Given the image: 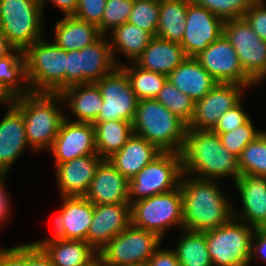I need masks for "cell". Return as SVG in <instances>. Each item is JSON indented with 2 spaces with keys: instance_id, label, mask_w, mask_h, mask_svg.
Instances as JSON below:
<instances>
[{
  "instance_id": "cell-2",
  "label": "cell",
  "mask_w": 266,
  "mask_h": 266,
  "mask_svg": "<svg viewBox=\"0 0 266 266\" xmlns=\"http://www.w3.org/2000/svg\"><path fill=\"white\" fill-rule=\"evenodd\" d=\"M181 157L183 173L199 179L230 177L234 183L241 175L238 157L223 146L213 130L187 129Z\"/></svg>"
},
{
  "instance_id": "cell-8",
  "label": "cell",
  "mask_w": 266,
  "mask_h": 266,
  "mask_svg": "<svg viewBox=\"0 0 266 266\" xmlns=\"http://www.w3.org/2000/svg\"><path fill=\"white\" fill-rule=\"evenodd\" d=\"M255 228L233 217L229 222L206 231L213 266H249Z\"/></svg>"
},
{
  "instance_id": "cell-11",
  "label": "cell",
  "mask_w": 266,
  "mask_h": 266,
  "mask_svg": "<svg viewBox=\"0 0 266 266\" xmlns=\"http://www.w3.org/2000/svg\"><path fill=\"white\" fill-rule=\"evenodd\" d=\"M223 34L235 49L244 72L258 85L266 79V40L244 18L224 21Z\"/></svg>"
},
{
  "instance_id": "cell-33",
  "label": "cell",
  "mask_w": 266,
  "mask_h": 266,
  "mask_svg": "<svg viewBox=\"0 0 266 266\" xmlns=\"http://www.w3.org/2000/svg\"><path fill=\"white\" fill-rule=\"evenodd\" d=\"M0 84L13 98L31 93L24 51L14 49L7 56L0 58Z\"/></svg>"
},
{
  "instance_id": "cell-38",
  "label": "cell",
  "mask_w": 266,
  "mask_h": 266,
  "mask_svg": "<svg viewBox=\"0 0 266 266\" xmlns=\"http://www.w3.org/2000/svg\"><path fill=\"white\" fill-rule=\"evenodd\" d=\"M160 12V0H134L128 21L156 36Z\"/></svg>"
},
{
  "instance_id": "cell-10",
  "label": "cell",
  "mask_w": 266,
  "mask_h": 266,
  "mask_svg": "<svg viewBox=\"0 0 266 266\" xmlns=\"http://www.w3.org/2000/svg\"><path fill=\"white\" fill-rule=\"evenodd\" d=\"M162 241L155 233L131 224L98 252V261L102 266L147 263Z\"/></svg>"
},
{
  "instance_id": "cell-41",
  "label": "cell",
  "mask_w": 266,
  "mask_h": 266,
  "mask_svg": "<svg viewBox=\"0 0 266 266\" xmlns=\"http://www.w3.org/2000/svg\"><path fill=\"white\" fill-rule=\"evenodd\" d=\"M261 130H257L250 118L245 124L226 133L218 134L220 141L231 153L239 157L242 150L251 143Z\"/></svg>"
},
{
  "instance_id": "cell-49",
  "label": "cell",
  "mask_w": 266,
  "mask_h": 266,
  "mask_svg": "<svg viewBox=\"0 0 266 266\" xmlns=\"http://www.w3.org/2000/svg\"><path fill=\"white\" fill-rule=\"evenodd\" d=\"M28 266H53L50 258L35 243H28Z\"/></svg>"
},
{
  "instance_id": "cell-30",
  "label": "cell",
  "mask_w": 266,
  "mask_h": 266,
  "mask_svg": "<svg viewBox=\"0 0 266 266\" xmlns=\"http://www.w3.org/2000/svg\"><path fill=\"white\" fill-rule=\"evenodd\" d=\"M107 38L110 42L113 59L117 67H121L123 63L117 59L119 54L117 51L122 52L130 63H135L153 36L142 28L125 22L114 28Z\"/></svg>"
},
{
  "instance_id": "cell-39",
  "label": "cell",
  "mask_w": 266,
  "mask_h": 266,
  "mask_svg": "<svg viewBox=\"0 0 266 266\" xmlns=\"http://www.w3.org/2000/svg\"><path fill=\"white\" fill-rule=\"evenodd\" d=\"M223 21L240 19L256 0H191Z\"/></svg>"
},
{
  "instance_id": "cell-18",
  "label": "cell",
  "mask_w": 266,
  "mask_h": 266,
  "mask_svg": "<svg viewBox=\"0 0 266 266\" xmlns=\"http://www.w3.org/2000/svg\"><path fill=\"white\" fill-rule=\"evenodd\" d=\"M131 225L130 204L94 205L86 242L98 253L116 235Z\"/></svg>"
},
{
  "instance_id": "cell-47",
  "label": "cell",
  "mask_w": 266,
  "mask_h": 266,
  "mask_svg": "<svg viewBox=\"0 0 266 266\" xmlns=\"http://www.w3.org/2000/svg\"><path fill=\"white\" fill-rule=\"evenodd\" d=\"M159 246L148 260V266H180L176 253L170 249H160Z\"/></svg>"
},
{
  "instance_id": "cell-26",
  "label": "cell",
  "mask_w": 266,
  "mask_h": 266,
  "mask_svg": "<svg viewBox=\"0 0 266 266\" xmlns=\"http://www.w3.org/2000/svg\"><path fill=\"white\" fill-rule=\"evenodd\" d=\"M160 153L154 144L133 134L108 160L129 181Z\"/></svg>"
},
{
  "instance_id": "cell-43",
  "label": "cell",
  "mask_w": 266,
  "mask_h": 266,
  "mask_svg": "<svg viewBox=\"0 0 266 266\" xmlns=\"http://www.w3.org/2000/svg\"><path fill=\"white\" fill-rule=\"evenodd\" d=\"M105 3L106 0H78L73 16L98 27L102 21Z\"/></svg>"
},
{
  "instance_id": "cell-9",
  "label": "cell",
  "mask_w": 266,
  "mask_h": 266,
  "mask_svg": "<svg viewBox=\"0 0 266 266\" xmlns=\"http://www.w3.org/2000/svg\"><path fill=\"white\" fill-rule=\"evenodd\" d=\"M183 174L181 153L161 152L129 180V203L179 187Z\"/></svg>"
},
{
  "instance_id": "cell-29",
  "label": "cell",
  "mask_w": 266,
  "mask_h": 266,
  "mask_svg": "<svg viewBox=\"0 0 266 266\" xmlns=\"http://www.w3.org/2000/svg\"><path fill=\"white\" fill-rule=\"evenodd\" d=\"M53 42L65 51L81 50L93 44L102 34L96 25L82 21L76 17L63 16L55 23Z\"/></svg>"
},
{
  "instance_id": "cell-55",
  "label": "cell",
  "mask_w": 266,
  "mask_h": 266,
  "mask_svg": "<svg viewBox=\"0 0 266 266\" xmlns=\"http://www.w3.org/2000/svg\"><path fill=\"white\" fill-rule=\"evenodd\" d=\"M130 266H148L147 263H142V264H136V265H130Z\"/></svg>"
},
{
  "instance_id": "cell-56",
  "label": "cell",
  "mask_w": 266,
  "mask_h": 266,
  "mask_svg": "<svg viewBox=\"0 0 266 266\" xmlns=\"http://www.w3.org/2000/svg\"><path fill=\"white\" fill-rule=\"evenodd\" d=\"M261 134H262V135L264 136V138L266 139V130H265V131H264V130H263V131L261 130Z\"/></svg>"
},
{
  "instance_id": "cell-54",
  "label": "cell",
  "mask_w": 266,
  "mask_h": 266,
  "mask_svg": "<svg viewBox=\"0 0 266 266\" xmlns=\"http://www.w3.org/2000/svg\"><path fill=\"white\" fill-rule=\"evenodd\" d=\"M258 229L261 231V232H266V219L264 220V222H262Z\"/></svg>"
},
{
  "instance_id": "cell-48",
  "label": "cell",
  "mask_w": 266,
  "mask_h": 266,
  "mask_svg": "<svg viewBox=\"0 0 266 266\" xmlns=\"http://www.w3.org/2000/svg\"><path fill=\"white\" fill-rule=\"evenodd\" d=\"M254 256V257H253ZM253 258L260 259L266 263V232H261L258 228H255V232L251 242V251H250V264Z\"/></svg>"
},
{
  "instance_id": "cell-15",
  "label": "cell",
  "mask_w": 266,
  "mask_h": 266,
  "mask_svg": "<svg viewBox=\"0 0 266 266\" xmlns=\"http://www.w3.org/2000/svg\"><path fill=\"white\" fill-rule=\"evenodd\" d=\"M181 46L187 57H195L223 34L224 21L189 0Z\"/></svg>"
},
{
  "instance_id": "cell-50",
  "label": "cell",
  "mask_w": 266,
  "mask_h": 266,
  "mask_svg": "<svg viewBox=\"0 0 266 266\" xmlns=\"http://www.w3.org/2000/svg\"><path fill=\"white\" fill-rule=\"evenodd\" d=\"M7 174L0 173V226L4 224V222L8 221V217L11 213V203L9 199V195L6 193L5 189V180ZM3 223V224H2Z\"/></svg>"
},
{
  "instance_id": "cell-52",
  "label": "cell",
  "mask_w": 266,
  "mask_h": 266,
  "mask_svg": "<svg viewBox=\"0 0 266 266\" xmlns=\"http://www.w3.org/2000/svg\"><path fill=\"white\" fill-rule=\"evenodd\" d=\"M15 48L0 31V58L10 54Z\"/></svg>"
},
{
  "instance_id": "cell-31",
  "label": "cell",
  "mask_w": 266,
  "mask_h": 266,
  "mask_svg": "<svg viewBox=\"0 0 266 266\" xmlns=\"http://www.w3.org/2000/svg\"><path fill=\"white\" fill-rule=\"evenodd\" d=\"M96 152L102 159H108L122 149L134 134L131 122L123 120L95 122Z\"/></svg>"
},
{
  "instance_id": "cell-12",
  "label": "cell",
  "mask_w": 266,
  "mask_h": 266,
  "mask_svg": "<svg viewBox=\"0 0 266 266\" xmlns=\"http://www.w3.org/2000/svg\"><path fill=\"white\" fill-rule=\"evenodd\" d=\"M103 104L96 122L123 120L133 122L138 99L121 67H116L97 82Z\"/></svg>"
},
{
  "instance_id": "cell-57",
  "label": "cell",
  "mask_w": 266,
  "mask_h": 266,
  "mask_svg": "<svg viewBox=\"0 0 266 266\" xmlns=\"http://www.w3.org/2000/svg\"><path fill=\"white\" fill-rule=\"evenodd\" d=\"M92 266H102V264L99 262V261H97L94 265H92Z\"/></svg>"
},
{
  "instance_id": "cell-24",
  "label": "cell",
  "mask_w": 266,
  "mask_h": 266,
  "mask_svg": "<svg viewBox=\"0 0 266 266\" xmlns=\"http://www.w3.org/2000/svg\"><path fill=\"white\" fill-rule=\"evenodd\" d=\"M186 57L180 43L154 36L135 64L142 69L168 76Z\"/></svg>"
},
{
  "instance_id": "cell-3",
  "label": "cell",
  "mask_w": 266,
  "mask_h": 266,
  "mask_svg": "<svg viewBox=\"0 0 266 266\" xmlns=\"http://www.w3.org/2000/svg\"><path fill=\"white\" fill-rule=\"evenodd\" d=\"M25 122L26 138L31 150H49L66 114L60 93H33L15 97L12 103Z\"/></svg>"
},
{
  "instance_id": "cell-16",
  "label": "cell",
  "mask_w": 266,
  "mask_h": 266,
  "mask_svg": "<svg viewBox=\"0 0 266 266\" xmlns=\"http://www.w3.org/2000/svg\"><path fill=\"white\" fill-rule=\"evenodd\" d=\"M47 151L52 152L55 166L74 158L97 154L94 125L73 122L66 114L53 145Z\"/></svg>"
},
{
  "instance_id": "cell-42",
  "label": "cell",
  "mask_w": 266,
  "mask_h": 266,
  "mask_svg": "<svg viewBox=\"0 0 266 266\" xmlns=\"http://www.w3.org/2000/svg\"><path fill=\"white\" fill-rule=\"evenodd\" d=\"M243 99L234 107L230 108L219 118L213 131L217 134L226 133L245 124L251 117L245 111Z\"/></svg>"
},
{
  "instance_id": "cell-13",
  "label": "cell",
  "mask_w": 266,
  "mask_h": 266,
  "mask_svg": "<svg viewBox=\"0 0 266 266\" xmlns=\"http://www.w3.org/2000/svg\"><path fill=\"white\" fill-rule=\"evenodd\" d=\"M195 58L218 83H234L248 88L257 85L244 72L235 49L224 34Z\"/></svg>"
},
{
  "instance_id": "cell-45",
  "label": "cell",
  "mask_w": 266,
  "mask_h": 266,
  "mask_svg": "<svg viewBox=\"0 0 266 266\" xmlns=\"http://www.w3.org/2000/svg\"><path fill=\"white\" fill-rule=\"evenodd\" d=\"M0 266H28V243L0 248Z\"/></svg>"
},
{
  "instance_id": "cell-53",
  "label": "cell",
  "mask_w": 266,
  "mask_h": 266,
  "mask_svg": "<svg viewBox=\"0 0 266 266\" xmlns=\"http://www.w3.org/2000/svg\"><path fill=\"white\" fill-rule=\"evenodd\" d=\"M13 100L14 98L0 84V104L3 106H8L13 103Z\"/></svg>"
},
{
  "instance_id": "cell-6",
  "label": "cell",
  "mask_w": 266,
  "mask_h": 266,
  "mask_svg": "<svg viewBox=\"0 0 266 266\" xmlns=\"http://www.w3.org/2000/svg\"><path fill=\"white\" fill-rule=\"evenodd\" d=\"M43 17L39 0H0V31L15 49L44 38Z\"/></svg>"
},
{
  "instance_id": "cell-36",
  "label": "cell",
  "mask_w": 266,
  "mask_h": 266,
  "mask_svg": "<svg viewBox=\"0 0 266 266\" xmlns=\"http://www.w3.org/2000/svg\"><path fill=\"white\" fill-rule=\"evenodd\" d=\"M156 100L170 110L174 115L187 125L193 119L195 102L186 94L182 93L170 81H166L158 93Z\"/></svg>"
},
{
  "instance_id": "cell-44",
  "label": "cell",
  "mask_w": 266,
  "mask_h": 266,
  "mask_svg": "<svg viewBox=\"0 0 266 266\" xmlns=\"http://www.w3.org/2000/svg\"><path fill=\"white\" fill-rule=\"evenodd\" d=\"M266 0H256L245 12L244 19L257 36L266 40Z\"/></svg>"
},
{
  "instance_id": "cell-19",
  "label": "cell",
  "mask_w": 266,
  "mask_h": 266,
  "mask_svg": "<svg viewBox=\"0 0 266 266\" xmlns=\"http://www.w3.org/2000/svg\"><path fill=\"white\" fill-rule=\"evenodd\" d=\"M128 186L129 181L108 159H103L84 197L94 205L130 204Z\"/></svg>"
},
{
  "instance_id": "cell-4",
  "label": "cell",
  "mask_w": 266,
  "mask_h": 266,
  "mask_svg": "<svg viewBox=\"0 0 266 266\" xmlns=\"http://www.w3.org/2000/svg\"><path fill=\"white\" fill-rule=\"evenodd\" d=\"M134 134L154 144L161 152L181 153L188 125L156 99L138 100Z\"/></svg>"
},
{
  "instance_id": "cell-37",
  "label": "cell",
  "mask_w": 266,
  "mask_h": 266,
  "mask_svg": "<svg viewBox=\"0 0 266 266\" xmlns=\"http://www.w3.org/2000/svg\"><path fill=\"white\" fill-rule=\"evenodd\" d=\"M238 169L241 175L266 177V139L262 134L242 150L238 157Z\"/></svg>"
},
{
  "instance_id": "cell-1",
  "label": "cell",
  "mask_w": 266,
  "mask_h": 266,
  "mask_svg": "<svg viewBox=\"0 0 266 266\" xmlns=\"http://www.w3.org/2000/svg\"><path fill=\"white\" fill-rule=\"evenodd\" d=\"M179 186L183 229L204 232L222 226L234 217L235 206L227 199L220 182L183 173Z\"/></svg>"
},
{
  "instance_id": "cell-34",
  "label": "cell",
  "mask_w": 266,
  "mask_h": 266,
  "mask_svg": "<svg viewBox=\"0 0 266 266\" xmlns=\"http://www.w3.org/2000/svg\"><path fill=\"white\" fill-rule=\"evenodd\" d=\"M174 249L180 266H213L206 242V231L181 229Z\"/></svg>"
},
{
  "instance_id": "cell-32",
  "label": "cell",
  "mask_w": 266,
  "mask_h": 266,
  "mask_svg": "<svg viewBox=\"0 0 266 266\" xmlns=\"http://www.w3.org/2000/svg\"><path fill=\"white\" fill-rule=\"evenodd\" d=\"M188 2L189 0H160L157 37L181 43L186 26Z\"/></svg>"
},
{
  "instance_id": "cell-35",
  "label": "cell",
  "mask_w": 266,
  "mask_h": 266,
  "mask_svg": "<svg viewBox=\"0 0 266 266\" xmlns=\"http://www.w3.org/2000/svg\"><path fill=\"white\" fill-rule=\"evenodd\" d=\"M121 68L125 71L138 100L156 99L167 81V75L142 69L135 63L130 66L123 64Z\"/></svg>"
},
{
  "instance_id": "cell-27",
  "label": "cell",
  "mask_w": 266,
  "mask_h": 266,
  "mask_svg": "<svg viewBox=\"0 0 266 266\" xmlns=\"http://www.w3.org/2000/svg\"><path fill=\"white\" fill-rule=\"evenodd\" d=\"M64 104L75 115L73 122L94 124L100 113L103 99L97 83L76 84L61 93Z\"/></svg>"
},
{
  "instance_id": "cell-20",
  "label": "cell",
  "mask_w": 266,
  "mask_h": 266,
  "mask_svg": "<svg viewBox=\"0 0 266 266\" xmlns=\"http://www.w3.org/2000/svg\"><path fill=\"white\" fill-rule=\"evenodd\" d=\"M242 207L234 208V217L258 228L266 219V177L243 174L234 182Z\"/></svg>"
},
{
  "instance_id": "cell-21",
  "label": "cell",
  "mask_w": 266,
  "mask_h": 266,
  "mask_svg": "<svg viewBox=\"0 0 266 266\" xmlns=\"http://www.w3.org/2000/svg\"><path fill=\"white\" fill-rule=\"evenodd\" d=\"M103 159L98 154L74 158L55 166L60 196H84Z\"/></svg>"
},
{
  "instance_id": "cell-25",
  "label": "cell",
  "mask_w": 266,
  "mask_h": 266,
  "mask_svg": "<svg viewBox=\"0 0 266 266\" xmlns=\"http://www.w3.org/2000/svg\"><path fill=\"white\" fill-rule=\"evenodd\" d=\"M167 80L194 102L206 96L218 83L196 60L186 59L168 76Z\"/></svg>"
},
{
  "instance_id": "cell-17",
  "label": "cell",
  "mask_w": 266,
  "mask_h": 266,
  "mask_svg": "<svg viewBox=\"0 0 266 266\" xmlns=\"http://www.w3.org/2000/svg\"><path fill=\"white\" fill-rule=\"evenodd\" d=\"M62 205L54 221L52 236L67 240L86 241L94 204L84 196H61Z\"/></svg>"
},
{
  "instance_id": "cell-5",
  "label": "cell",
  "mask_w": 266,
  "mask_h": 266,
  "mask_svg": "<svg viewBox=\"0 0 266 266\" xmlns=\"http://www.w3.org/2000/svg\"><path fill=\"white\" fill-rule=\"evenodd\" d=\"M24 57L31 92L61 93L66 88L67 51L42 38L24 51Z\"/></svg>"
},
{
  "instance_id": "cell-22",
  "label": "cell",
  "mask_w": 266,
  "mask_h": 266,
  "mask_svg": "<svg viewBox=\"0 0 266 266\" xmlns=\"http://www.w3.org/2000/svg\"><path fill=\"white\" fill-rule=\"evenodd\" d=\"M30 148L22 113L13 105H8L0 121V173L8 174L14 162Z\"/></svg>"
},
{
  "instance_id": "cell-46",
  "label": "cell",
  "mask_w": 266,
  "mask_h": 266,
  "mask_svg": "<svg viewBox=\"0 0 266 266\" xmlns=\"http://www.w3.org/2000/svg\"><path fill=\"white\" fill-rule=\"evenodd\" d=\"M81 84L80 50L67 52L66 88Z\"/></svg>"
},
{
  "instance_id": "cell-14",
  "label": "cell",
  "mask_w": 266,
  "mask_h": 266,
  "mask_svg": "<svg viewBox=\"0 0 266 266\" xmlns=\"http://www.w3.org/2000/svg\"><path fill=\"white\" fill-rule=\"evenodd\" d=\"M247 88L240 84L217 83L206 96L195 102L188 129L213 130L221 115L244 98L243 93Z\"/></svg>"
},
{
  "instance_id": "cell-28",
  "label": "cell",
  "mask_w": 266,
  "mask_h": 266,
  "mask_svg": "<svg viewBox=\"0 0 266 266\" xmlns=\"http://www.w3.org/2000/svg\"><path fill=\"white\" fill-rule=\"evenodd\" d=\"M107 35L80 50L81 84L97 83L116 67Z\"/></svg>"
},
{
  "instance_id": "cell-51",
  "label": "cell",
  "mask_w": 266,
  "mask_h": 266,
  "mask_svg": "<svg viewBox=\"0 0 266 266\" xmlns=\"http://www.w3.org/2000/svg\"><path fill=\"white\" fill-rule=\"evenodd\" d=\"M39 1L41 2L44 14H45L44 9L47 6L45 4L47 2H50L53 5H55L59 10H61L64 16L74 15L78 4V0H39Z\"/></svg>"
},
{
  "instance_id": "cell-7",
  "label": "cell",
  "mask_w": 266,
  "mask_h": 266,
  "mask_svg": "<svg viewBox=\"0 0 266 266\" xmlns=\"http://www.w3.org/2000/svg\"><path fill=\"white\" fill-rule=\"evenodd\" d=\"M131 224L155 233L160 239L169 228L183 229L182 192L180 186L174 190L153 195L131 205Z\"/></svg>"
},
{
  "instance_id": "cell-40",
  "label": "cell",
  "mask_w": 266,
  "mask_h": 266,
  "mask_svg": "<svg viewBox=\"0 0 266 266\" xmlns=\"http://www.w3.org/2000/svg\"><path fill=\"white\" fill-rule=\"evenodd\" d=\"M134 0H106L102 21L98 26L102 35L128 21Z\"/></svg>"
},
{
  "instance_id": "cell-23",
  "label": "cell",
  "mask_w": 266,
  "mask_h": 266,
  "mask_svg": "<svg viewBox=\"0 0 266 266\" xmlns=\"http://www.w3.org/2000/svg\"><path fill=\"white\" fill-rule=\"evenodd\" d=\"M50 258L53 266H92L98 253L86 242L47 236L34 241Z\"/></svg>"
}]
</instances>
